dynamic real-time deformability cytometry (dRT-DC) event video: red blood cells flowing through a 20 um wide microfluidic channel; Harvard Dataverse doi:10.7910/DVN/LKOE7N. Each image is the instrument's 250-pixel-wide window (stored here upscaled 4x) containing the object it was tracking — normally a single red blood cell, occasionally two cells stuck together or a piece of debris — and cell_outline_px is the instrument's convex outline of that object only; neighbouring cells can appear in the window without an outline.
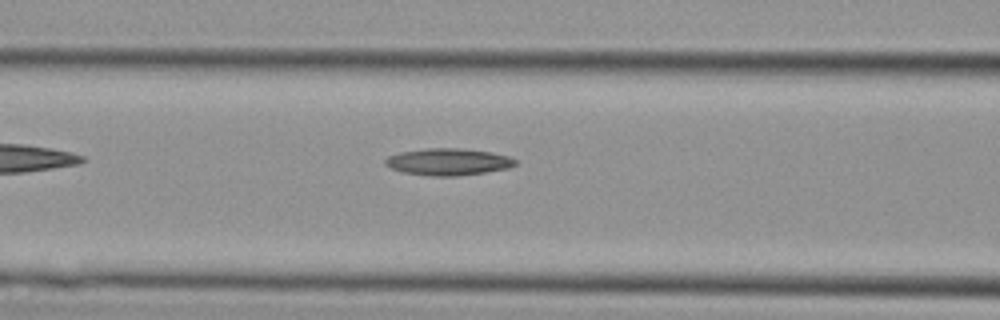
{"species": "Egyptian fruit bat (a non-hibernating species)", "species_latin": "Rousettus aegyptiacus", "temperature_condition": "cold", "stored_images_in_passage": 5, "camera_frame_rate_fps": 3000, "um_per_image_px": 0.085, "animal": {"sex": "female"}, "frame": {"image": 1, "passage_image": 4, "time_ms": 1.0, "image_size_px": [1000, 320], "cell_outline_px": [[516, 164], [508, 168], [488, 172], [456, 176], [432, 176], [404, 172], [392, 168], [384, 164], [384, 160], [388, 156], [400, 152], [424, 148], [456, 148], [492, 152], [508, 156], [516, 160]], "centroid_in_image_um": [38.09, 13.75], "position_along_channel_um": 128.5, "area_um2": 20.35}}